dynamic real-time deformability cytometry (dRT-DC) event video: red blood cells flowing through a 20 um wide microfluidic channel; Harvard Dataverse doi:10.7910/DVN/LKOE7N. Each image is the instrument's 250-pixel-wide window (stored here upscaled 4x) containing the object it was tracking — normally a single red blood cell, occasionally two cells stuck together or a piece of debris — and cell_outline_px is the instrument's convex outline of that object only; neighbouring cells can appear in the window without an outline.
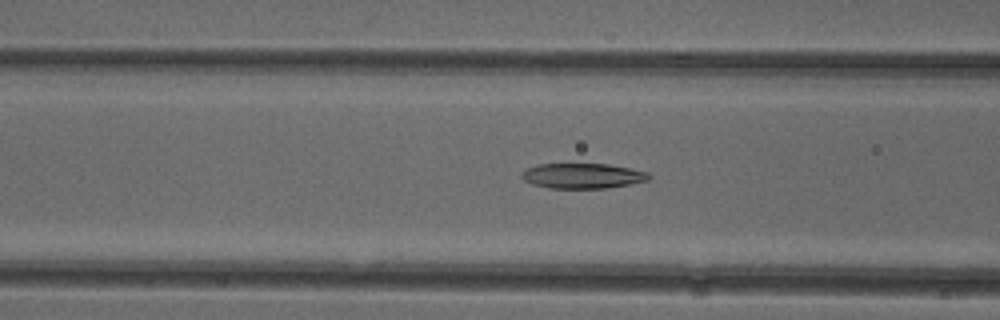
{"species": "common noctule bat (a hibernating species)", "species_latin": "Nyctalus noctula", "temperature_condition": "cold", "stored_images_in_passage": 51, "camera_frame_rate_fps": 3000, "um_per_image_px": 0.085, "animal": {"sex": "female"}, "frame": {"image": 1, "passage_image": 20, "time_ms": 6.333, "image_size_px": [1000, 320], "cell_outline_px": [[652, 176], [648, 180], [608, 188], [548, 188], [532, 184], [524, 180], [520, 176], [520, 172], [528, 168], [540, 164], [608, 164], [632, 168], [648, 172]], "centroid_in_image_um": [49.52, 14.94], "position_along_channel_um": 117.1, "area_um2": 18.73}}
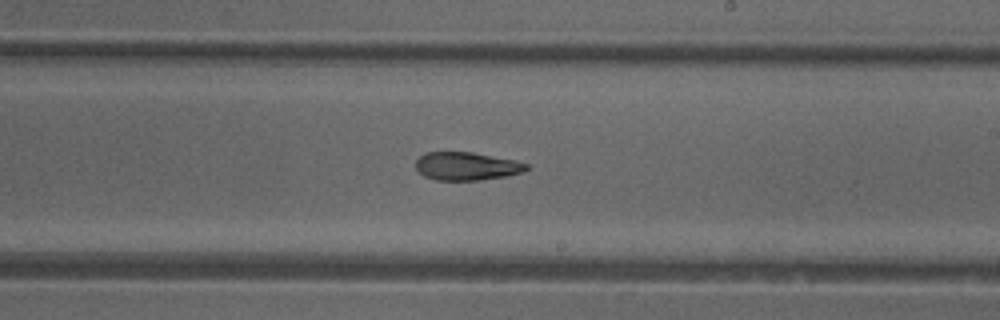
{"frame": {"image": 2, "passage_image": 30, "time_ms": 9.667, "image_size_px": [1000, 320], "cell_outline_px": [[528, 168], [524, 172], [504, 176], [480, 180], [436, 180], [424, 176], [416, 168], [416, 160], [424, 152], [472, 152], [512, 160], [528, 164]], "centroid_in_image_um": [39.63, 14.12], "position_along_channel_um": 249.4, "area_um2": 17.98}}
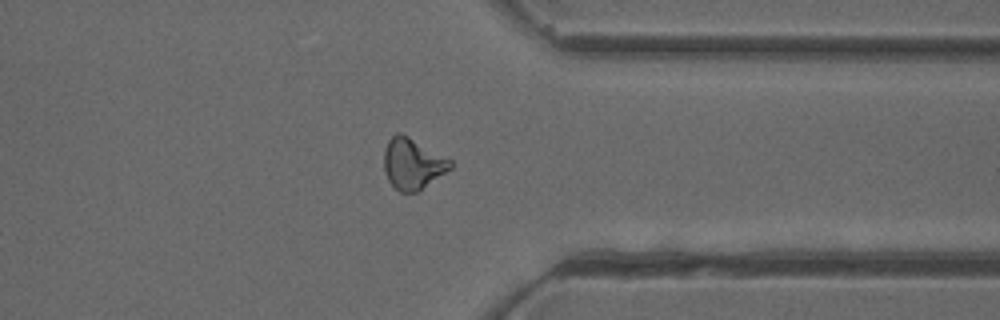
{"frame": {"image": 3, "passage_image": 40, "time_ms": 13.0, "image_size_px": [1000, 320], "cell_outline_px": [[452, 168], [416, 192], [400, 192], [388, 180], [384, 168], [384, 148], [388, 140], [396, 132], [400, 132], [408, 136], [452, 160]], "centroid_in_image_um": [35.06, 13.9], "position_along_channel_um": 376.3, "area_um2": 19.54}, "authors_computed_cell_mechanics": {"area_um2": 19.7098, "velocity_mm_per_s": 3.9585, "shape_relaxation_time_tau1_ms": 11.0344, "shape_relaxation_time_tau2_ms": 4.948, "deformation_change_tau1": 0.2417, "deformation_change_tau2": 0.1544}}